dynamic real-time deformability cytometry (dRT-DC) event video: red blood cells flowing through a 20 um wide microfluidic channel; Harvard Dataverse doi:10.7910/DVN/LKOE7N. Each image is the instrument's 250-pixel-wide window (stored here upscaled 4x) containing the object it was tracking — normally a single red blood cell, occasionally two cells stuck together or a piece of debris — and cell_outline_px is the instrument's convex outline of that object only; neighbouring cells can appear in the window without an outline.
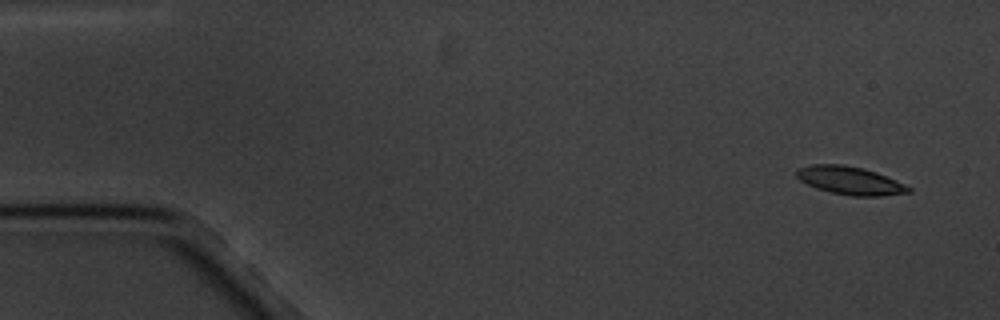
{"species": "common noctule bat (a hibernating species)", "species_latin": "Nyctalus noctula", "temperature_condition": "cold", "stored_images_in_passage": 6, "camera_frame_rate_fps": 3000, "um_per_image_px": 0.085, "animal": {"sex": "male", "body_mass_g": 20.1, "forearm_length_mm": 53.5}, "frame": {"image": 1, "passage_image": 1, "time_ms": 0.0, "image_size_px": [1000, 320], "cell_outline_px": [[912, 192], [880, 196], [852, 196], [828, 192], [816, 188], [800, 180], [796, 176], [796, 168], [812, 164], [844, 164], [864, 168], [876, 172], [904, 184], [912, 188]], "centroid_in_image_um": [72.23, 15.34], "position_along_channel_um": 12.8, "area_um2": 18.44}}
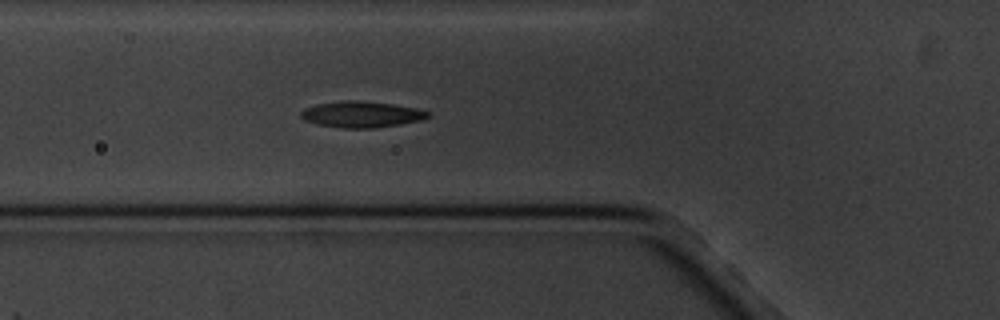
{"frame": {"image": 2, "passage_image": 6, "time_ms": 5.667, "image_size_px": [1000, 320], "cell_outline_px": [[432, 116], [420, 120], [400, 124], [376, 128], [340, 128], [316, 124], [304, 120], [300, 116], [300, 112], [304, 108], [316, 104], [348, 100], [360, 100], [392, 104], [416, 108], [432, 112]], "centroid_in_image_um": [30.73, 9.72], "position_along_channel_um": 95.1, "area_um2": 19.54}}